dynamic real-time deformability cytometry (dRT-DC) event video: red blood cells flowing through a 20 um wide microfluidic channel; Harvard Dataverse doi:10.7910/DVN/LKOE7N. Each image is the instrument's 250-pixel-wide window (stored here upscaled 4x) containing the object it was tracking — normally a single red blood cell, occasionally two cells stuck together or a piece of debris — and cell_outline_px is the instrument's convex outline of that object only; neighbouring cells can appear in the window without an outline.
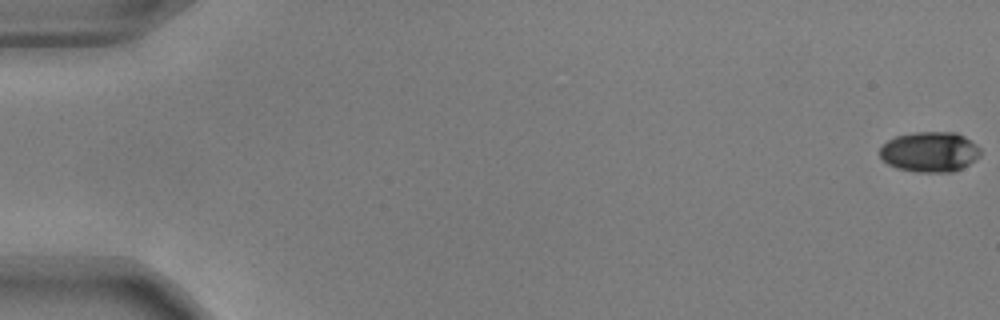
{"species": "common noctule bat (a hibernating species)", "species_latin": "Nyctalus noctula", "temperature_condition": "warm", "stored_images_in_passage": 55, "camera_frame_rate_fps": 3000, "um_per_image_px": 0.085, "animal": {"sex": "male", "body_mass_g": 17.9, "forearm_length_mm": 54.2}, "frame": {"image": 1, "passage_image": 1, "time_ms": 0.0, "image_size_px": [1000, 320], "cell_outline_px": [[980, 156], [968, 164], [952, 172], [916, 172], [896, 168], [888, 164], [880, 156], [880, 148], [888, 140], [896, 136], [916, 132], [956, 132], [964, 136], [976, 144], [980, 148]], "centroid_in_image_um": [79.03, 12.91], "position_along_channel_um": 6.0, "area_um2": 23.52}}
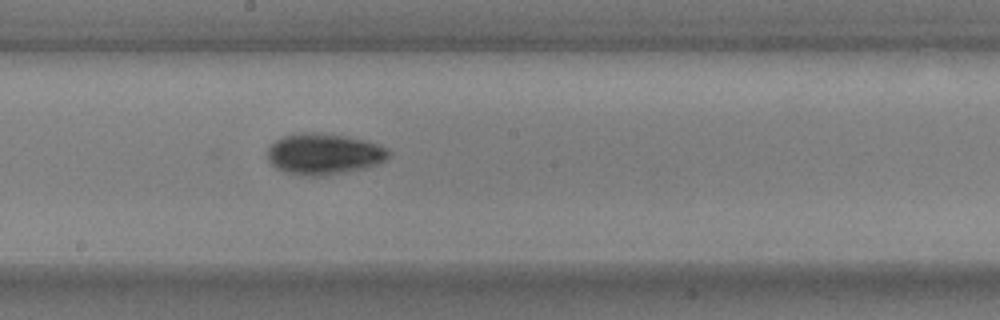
{"frame": {"image": 2, "passage_image": 31, "time_ms": 10.0, "image_size_px": [1000, 320], "cell_outline_px": [[392, 152], [384, 160], [376, 164], [364, 168], [320, 176], [304, 176], [284, 172], [276, 168], [268, 160], [268, 148], [276, 140], [284, 136], [296, 132], [316, 132], [348, 136], [376, 144], [388, 148]], "centroid_in_image_um": [27.5, 13.08], "position_along_channel_um": 220.7, "area_um2": 28.96}}
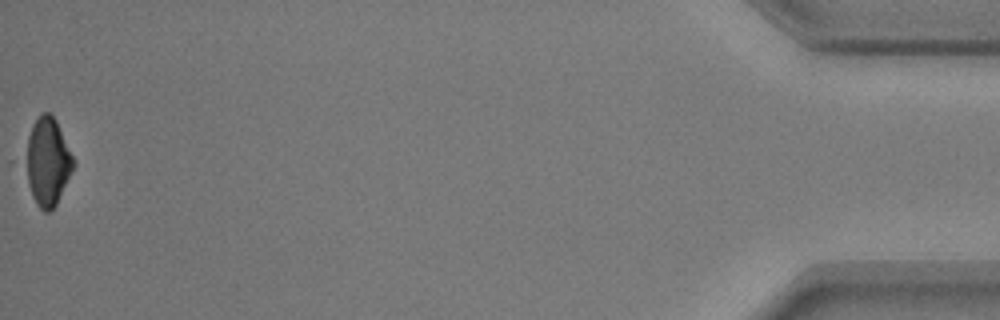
{"frame": {"image": 3, "passage_image": 55, "time_ms": 18.0, "image_size_px": [1000, 320], "cell_outline_px": [[76, 164], [56, 204], [48, 212], [44, 212], [36, 204], [32, 196], [20, 164], [20, 160], [32, 124], [40, 112], [48, 112], [56, 120], [76, 160]], "centroid_in_image_um": [3.98, 13.72], "position_along_channel_um": 431.2, "area_um2": 25.61}, "authors_computed_cell_mechanics": {"area_um2": 25.9522, "velocity_mm_per_s": 3.7816, "shape_relaxation_time_tau1_ms": 3.0209, "shape_relaxation_time_tau2_ms": null, "deformation_change_tau1": 0.1379, "deformation_change_tau2": null}}